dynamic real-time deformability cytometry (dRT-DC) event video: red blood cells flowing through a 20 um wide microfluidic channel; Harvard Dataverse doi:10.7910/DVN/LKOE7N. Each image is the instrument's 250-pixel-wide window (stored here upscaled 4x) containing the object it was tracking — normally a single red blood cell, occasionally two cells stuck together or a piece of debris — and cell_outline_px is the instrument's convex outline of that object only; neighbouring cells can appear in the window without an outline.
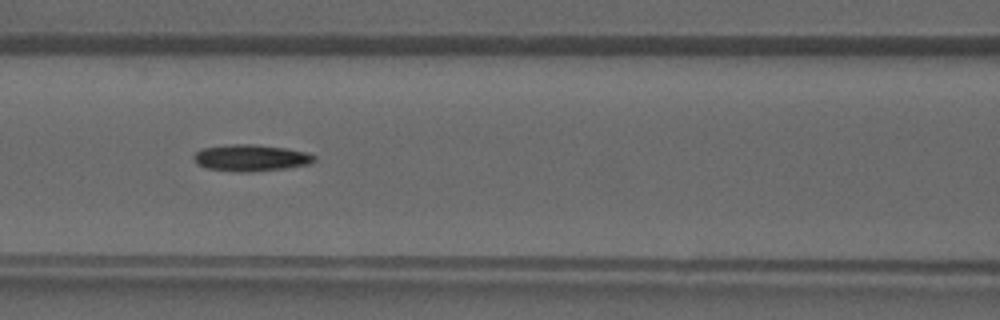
{"species": "common noctule bat (a hibernating species)", "species_latin": "Nyctalus noctula", "temperature_condition": "warm", "stored_images_in_passage": 30, "camera_frame_rate_fps": 3000, "um_per_image_px": 0.085, "animal": {"sex": "male", "forearm_length_mm": 52.5}, "frame": {"image": 1, "passage_image": 7, "time_ms": 2.0, "image_size_px": [1000, 320], "cell_outline_px": [[316, 160], [308, 164], [284, 168], [248, 172], [240, 172], [204, 168], [196, 164], [192, 156], [196, 152], [204, 148], [232, 144], [252, 144], [284, 148], [308, 152], [316, 156]], "centroid_in_image_um": [21.3, 13.42], "position_along_channel_um": 145.3, "area_um2": 18.61}}
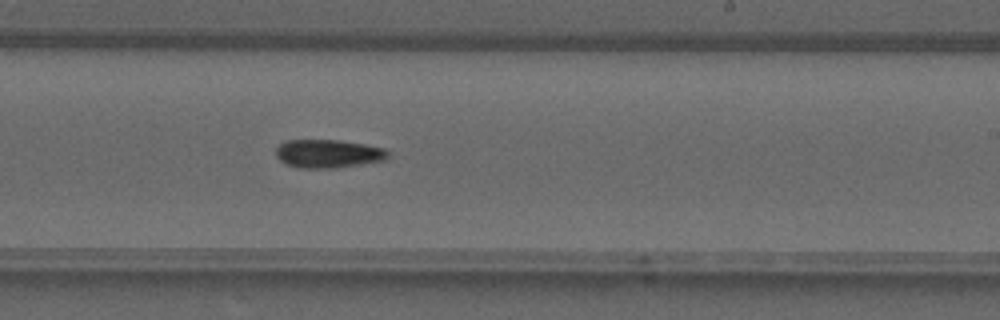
{"frame": {"image": 2, "passage_image": 14, "time_ms": 4.333, "image_size_px": [1000, 320], "cell_outline_px": [[392, 156], [384, 160], [336, 168], [300, 168], [288, 164], [280, 160], [276, 156], [276, 148], [280, 144], [288, 140], [340, 140], [364, 144], [384, 148], [392, 152]], "centroid_in_image_um": [27.95, 13.06], "position_along_channel_um": 261.1, "area_um2": 18.61}}
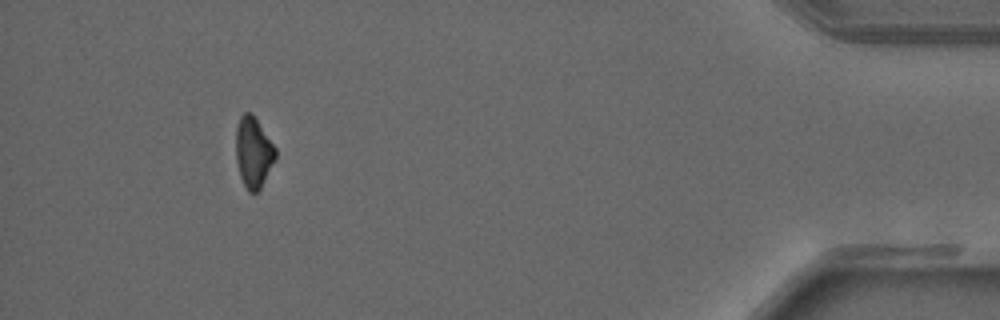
{"frame": {"image": 3, "passage_image": 27, "time_ms": 8.667, "image_size_px": [1000, 320], "cell_outline_px": [[276, 160], [260, 188], [256, 192], [248, 192], [240, 176], [236, 160], [236, 124], [240, 116], [244, 112], [252, 112], [276, 148]], "centroid_in_image_um": [21.54, 12.92], "position_along_channel_um": 413.7, "area_um2": 16.42}}